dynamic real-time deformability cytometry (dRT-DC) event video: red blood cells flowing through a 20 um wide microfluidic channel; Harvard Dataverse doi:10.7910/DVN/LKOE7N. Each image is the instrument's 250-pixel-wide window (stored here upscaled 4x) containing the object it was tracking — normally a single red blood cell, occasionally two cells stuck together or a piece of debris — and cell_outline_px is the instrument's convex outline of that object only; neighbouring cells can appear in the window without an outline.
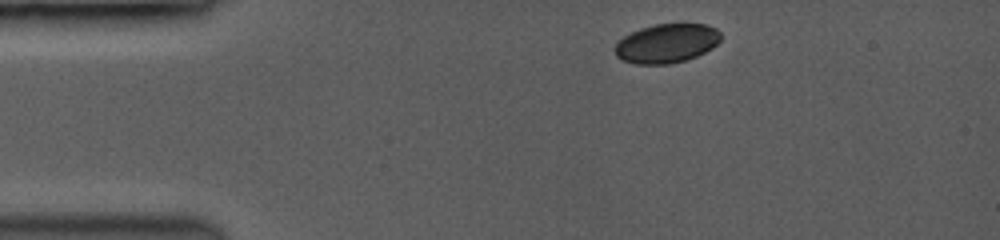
{"species": "common noctule bat (a hibernating species)", "species_latin": "Nyctalus noctula", "temperature_condition": "room temperature", "stored_images_in_passage": 5, "camera_frame_rate_fps": 3500, "um_per_image_px": 0.085, "animal": {"sex": "female", "body_mass_g": 19.0, "forearm_length_mm": 53.3}, "frame": {"image": 1, "passage_image": 1, "time_ms": 0.0, "image_size_px": [1000, 240], "cell_outline_px": [[720, 40], [712, 48], [696, 56], [684, 60], [668, 64], [636, 64], [624, 60], [616, 56], [616, 44], [624, 36], [640, 28], [656, 24], [704, 24], [716, 28], [720, 32]], "centroid_in_image_um": [56.68, 3.68], "position_along_channel_um": 28.3, "area_um2": 23.81}}
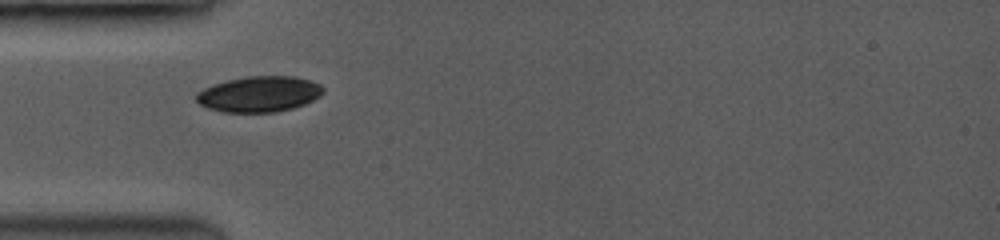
{"frame": {"image": 2, "passage_image": 4, "time_ms": 2.286, "image_size_px": [1000, 240], "cell_outline_px": [[324, 92], [320, 96], [304, 104], [292, 108], [272, 112], [224, 112], [208, 108], [200, 104], [196, 100], [196, 92], [212, 84], [228, 80], [248, 76], [292, 76], [308, 80], [320, 84], [324, 88]], "centroid_in_image_um": [22.01, 7.99], "position_along_channel_um": 63.0, "area_um2": 26.3}}
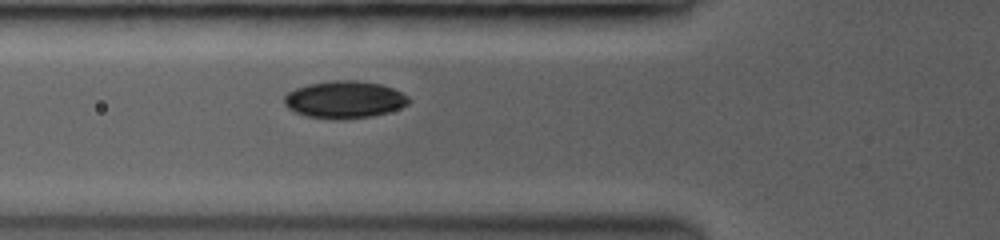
{"frame": {"image": 3, "passage_image": 5, "time_ms": 3.143, "image_size_px": [1000, 240], "cell_outline_px": [[408, 104], [388, 112], [372, 116], [336, 120], [332, 120], [308, 116], [296, 112], [288, 108], [284, 104], [284, 96], [288, 92], [296, 88], [312, 84], [332, 80], [356, 80], [380, 84], [392, 88], [408, 96]], "centroid_in_image_um": [29.26, 8.47], "position_along_channel_um": 96.5, "area_um2": 26.82}}